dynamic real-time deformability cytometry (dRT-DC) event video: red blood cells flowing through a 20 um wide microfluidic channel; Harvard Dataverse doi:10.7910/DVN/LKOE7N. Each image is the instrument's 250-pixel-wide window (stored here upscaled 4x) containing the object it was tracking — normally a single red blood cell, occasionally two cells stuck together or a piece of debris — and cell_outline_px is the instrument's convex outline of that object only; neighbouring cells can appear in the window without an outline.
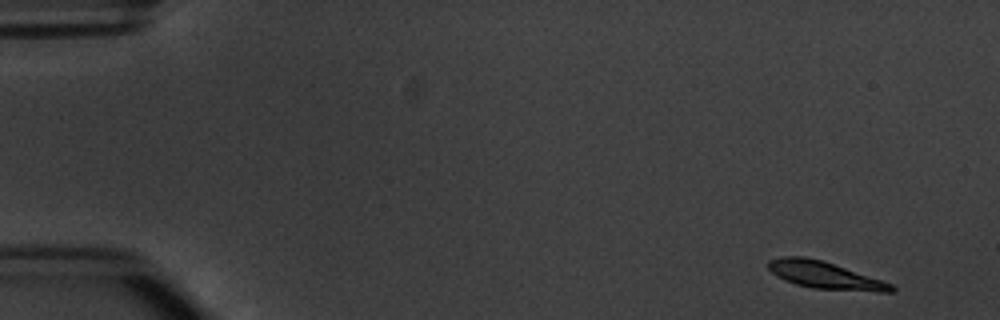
{"species": "common noctule bat (a hibernating species)", "species_latin": "Nyctalus noctula", "temperature_condition": "warm", "stored_images_in_passage": 6, "camera_frame_rate_fps": 3000, "um_per_image_px": 0.085, "animal": {"sex": "male", "body_mass_g": 20.1, "forearm_length_mm": 53.5}, "frame": {"image": 1, "passage_image": 1, "time_ms": 0.0, "image_size_px": [1000, 320], "cell_outline_px": [[896, 292], [876, 292], [812, 288], [796, 284], [784, 280], [772, 272], [768, 268], [768, 260], [784, 256], [804, 256], [824, 260], [892, 284], [896, 288]], "centroid_in_image_um": [70.13, 23.39], "position_along_channel_um": 14.9, "area_um2": 19.54}}
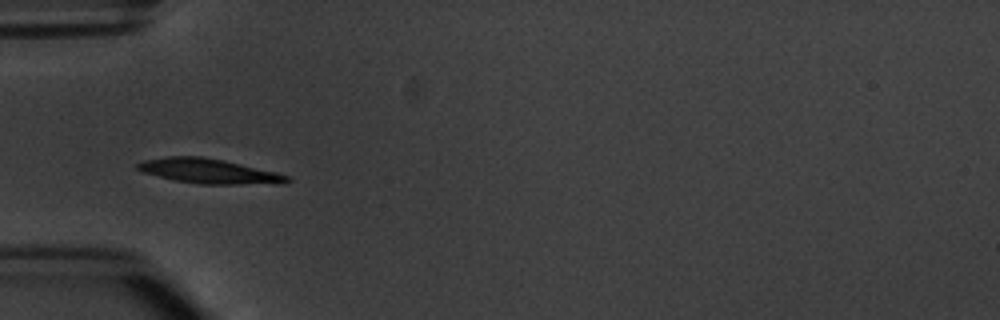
{"frame": {"image": 2, "passage_image": 4, "time_ms": 4.667, "image_size_px": [1000, 320], "cell_outline_px": [[292, 180], [280, 184], [200, 184], [176, 180], [144, 172], [136, 168], [136, 164], [144, 160], [168, 156], [200, 156], [224, 160], [276, 172], [288, 176]], "centroid_in_image_um": [17.79, 14.54], "position_along_channel_um": 67.2, "area_um2": 21.39}}